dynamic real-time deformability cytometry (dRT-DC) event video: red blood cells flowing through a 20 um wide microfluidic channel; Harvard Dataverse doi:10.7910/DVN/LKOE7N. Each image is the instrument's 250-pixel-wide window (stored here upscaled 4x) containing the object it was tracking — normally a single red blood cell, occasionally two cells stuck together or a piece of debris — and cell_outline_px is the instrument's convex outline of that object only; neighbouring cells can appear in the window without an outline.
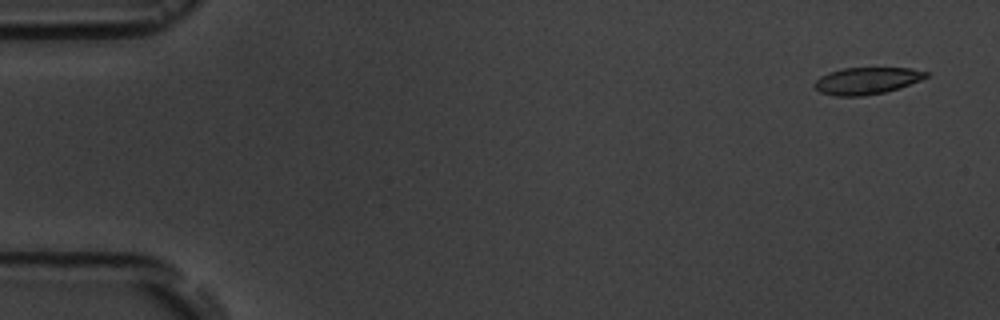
{"species": "common noctule bat (a hibernating species)", "species_latin": "Nyctalus noctula", "temperature_condition": "room temperature", "stored_images_in_passage": 5, "camera_frame_rate_fps": 3000, "um_per_image_px": 0.085, "animal": {"sex": "male", "body_mass_g": 19.5, "forearm_length_mm": 54.6}, "frame": {"image": 1, "passage_image": 1, "time_ms": 0.0, "image_size_px": [1000, 320], "cell_outline_px": [[928, 76], [920, 80], [900, 88], [884, 92], [864, 96], [836, 96], [820, 92], [812, 84], [820, 76], [828, 72], [844, 68], [912, 68], [928, 72]], "centroid_in_image_um": [73.66, 6.86], "position_along_channel_um": 11.3, "area_um2": 17.51}}